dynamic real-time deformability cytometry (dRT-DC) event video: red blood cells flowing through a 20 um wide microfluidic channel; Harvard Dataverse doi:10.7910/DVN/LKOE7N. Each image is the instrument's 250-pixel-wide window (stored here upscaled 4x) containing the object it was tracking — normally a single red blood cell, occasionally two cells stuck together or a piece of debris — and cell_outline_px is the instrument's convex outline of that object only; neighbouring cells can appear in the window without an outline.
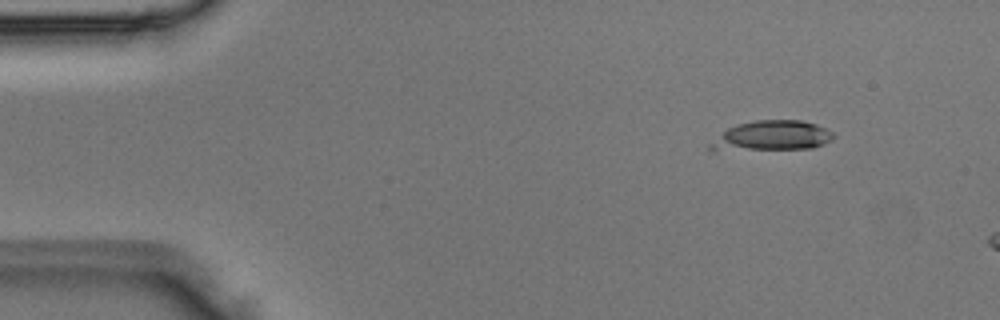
{"species": "Egyptian fruit bat (a non-hibernating species)", "species_latin": "Rousettus aegyptiacus", "temperature_condition": "room temperature", "stored_images_in_passage": 3, "camera_frame_rate_fps": 3000, "um_per_image_px": 0.085, "animal": {"sex": "male"}, "frame": {"image": 1, "passage_image": 1, "time_ms": 0.0, "image_size_px": [1000, 320], "cell_outline_px": [[836, 136], [824, 144], [812, 148], [712, 152], [708, 152], [708, 144], [728, 128], [736, 124], [756, 120], [800, 120], [816, 124], [836, 132]], "centroid_in_image_um": [65.55, 11.58], "position_along_channel_um": 19.4, "area_um2": 22.25}}